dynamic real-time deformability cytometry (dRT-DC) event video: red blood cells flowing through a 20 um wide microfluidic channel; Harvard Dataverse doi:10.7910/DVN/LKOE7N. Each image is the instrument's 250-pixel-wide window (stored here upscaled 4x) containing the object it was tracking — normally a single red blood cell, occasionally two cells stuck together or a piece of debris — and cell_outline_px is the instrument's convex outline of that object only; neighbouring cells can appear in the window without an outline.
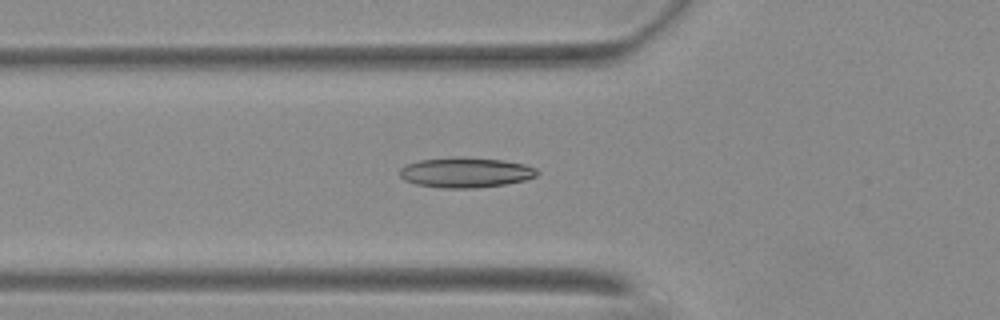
{"species": "Egyptian fruit bat (a non-hibernating species)", "species_latin": "Rousettus aegyptiacus", "temperature_condition": "warm", "stored_images_in_passage": 48, "camera_frame_rate_fps": 3000, "um_per_image_px": 0.085, "animal": {"sex": "female"}, "frame": {"image": 1, "passage_image": 12, "time_ms": 3.667, "image_size_px": [1000, 320], "cell_outline_px": [[540, 172], [536, 176], [524, 180], [504, 184], [472, 188], [440, 188], [416, 184], [404, 180], [400, 176], [400, 168], [408, 164], [420, 160], [456, 156], [464, 156], [504, 160], [524, 164], [536, 168]], "centroid_in_image_um": [39.58, 14.65], "position_along_channel_um": 86.2, "area_um2": 24.28}}
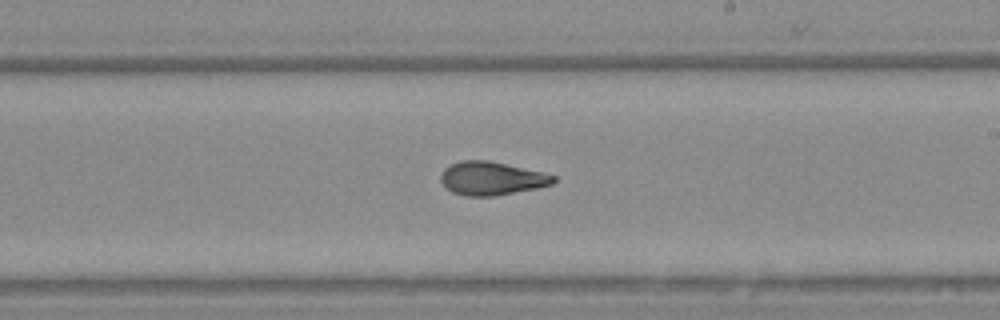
{"frame": {"image": 2, "passage_image": 25, "time_ms": 8.0, "image_size_px": [1000, 320], "cell_outline_px": [[556, 180], [552, 184], [536, 188], [496, 196], [464, 196], [452, 192], [440, 180], [440, 176], [444, 168], [452, 164], [464, 160], [488, 160], [544, 172], [556, 176]], "centroid_in_image_um": [41.8, 15.16], "position_along_channel_um": 247.2, "area_um2": 21.91}}
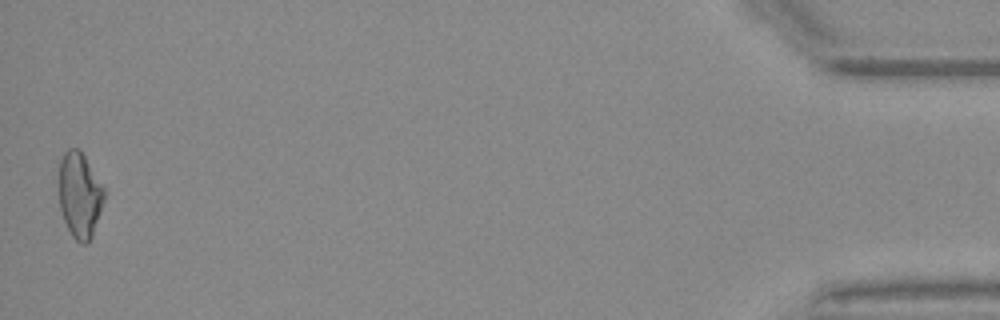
{"frame": {"image": 3, "passage_image": 47, "time_ms": 15.333, "image_size_px": [1000, 320], "cell_outline_px": [[104, 200], [92, 236], [88, 244], [80, 244], [72, 236], [64, 220], [60, 208], [60, 160], [64, 152], [68, 148], [80, 148], [104, 188]], "centroid_in_image_um": [6.78, 16.58], "position_along_channel_um": 428.4, "area_um2": 22.37}}